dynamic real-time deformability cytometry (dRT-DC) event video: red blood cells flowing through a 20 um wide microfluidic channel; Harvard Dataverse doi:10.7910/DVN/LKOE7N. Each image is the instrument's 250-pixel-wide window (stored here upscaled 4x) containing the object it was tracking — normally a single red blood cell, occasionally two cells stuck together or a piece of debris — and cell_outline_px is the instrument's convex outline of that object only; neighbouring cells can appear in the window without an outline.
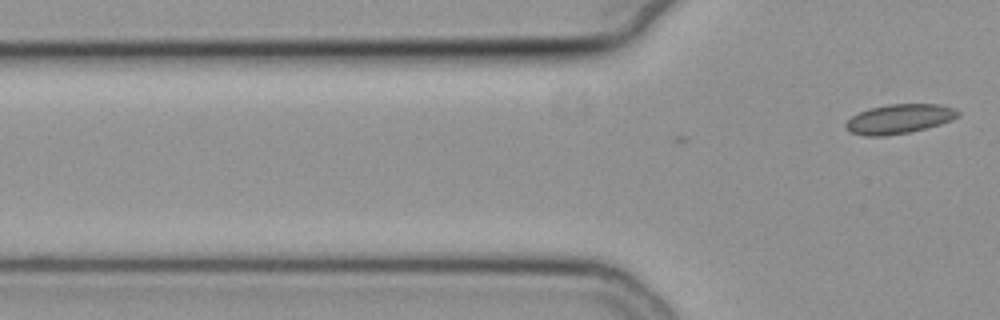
{"species": "common noctule bat (a hibernating species)", "species_latin": "Nyctalus noctula", "temperature_condition": "cold", "stored_images_in_passage": 3, "camera_frame_rate_fps": 3000, "um_per_image_px": 0.085, "animal": {"sex": "female", "body_mass_g": 19.3, "forearm_length_mm": 54.1}, "frame": {"image": 1, "passage_image": 3, "time_ms": 0.667, "image_size_px": [1000, 320], "cell_outline_px": [[960, 116], [952, 120], [940, 124], [908, 132], [884, 136], [864, 136], [852, 132], [844, 124], [852, 116], [868, 108], [888, 104], [940, 104], [952, 108], [960, 112]], "centroid_in_image_um": [76.45, 10.1], "position_along_channel_um": 49.4, "area_um2": 19.07}}